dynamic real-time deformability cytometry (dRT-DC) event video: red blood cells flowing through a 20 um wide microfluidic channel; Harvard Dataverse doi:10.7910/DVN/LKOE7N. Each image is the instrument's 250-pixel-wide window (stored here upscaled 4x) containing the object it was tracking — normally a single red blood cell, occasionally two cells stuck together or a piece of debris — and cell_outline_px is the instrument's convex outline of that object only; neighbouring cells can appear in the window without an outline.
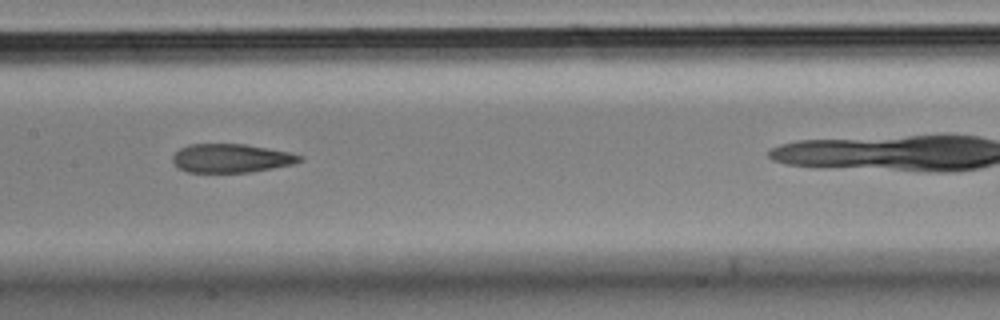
{"species": "Egyptian fruit bat (a non-hibernating species)", "species_latin": "Rousettus aegyptiacus", "temperature_condition": "cold", "stored_images_in_passage": 10, "camera_frame_rate_fps": 3000, "um_per_image_px": 0.085, "animal": {"sex": "male"}, "frame": {"image": 1, "passage_image": 6, "time_ms": 1.667, "image_size_px": [1000, 320], "cell_outline_px": [[300, 160], [292, 164], [272, 168], [248, 172], [188, 172], [176, 168], [172, 160], [172, 156], [180, 148], [188, 144], [244, 144], [268, 148], [288, 152], [300, 156]], "centroid_in_image_um": [19.56, 13.45], "position_along_channel_um": 187.8, "area_um2": 21.04}}